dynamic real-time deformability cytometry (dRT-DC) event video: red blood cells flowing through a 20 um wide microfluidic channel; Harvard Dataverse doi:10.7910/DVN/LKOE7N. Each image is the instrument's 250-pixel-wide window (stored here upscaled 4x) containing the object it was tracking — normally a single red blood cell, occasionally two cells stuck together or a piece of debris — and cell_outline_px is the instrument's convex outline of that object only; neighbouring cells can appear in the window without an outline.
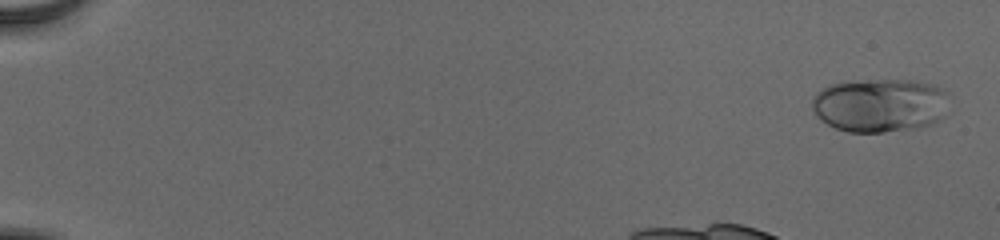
{"species": "human", "species_latin": "Homo sapiens", "temperature_condition": "cold", "stored_images_in_passage": 17, "camera_frame_rate_fps": 3000, "um_per_image_px": 0.085, "donor": {"sex": "male"}, "frame": {"image": 1, "passage_image": 2, "time_ms": 0.333, "image_size_px": [1000, 240], "cell_outline_px": [[948, 92], [944, 116], [928, 124], [916, 128], [884, 132], [848, 132], [836, 128], [820, 120], [816, 116], [812, 108], [812, 100], [816, 92], [828, 84], [872, 80], [912, 80], [936, 84]], "centroid_in_image_um": [74.78, 8.93], "position_along_channel_um": 10.2, "area_um2": 43.0}}